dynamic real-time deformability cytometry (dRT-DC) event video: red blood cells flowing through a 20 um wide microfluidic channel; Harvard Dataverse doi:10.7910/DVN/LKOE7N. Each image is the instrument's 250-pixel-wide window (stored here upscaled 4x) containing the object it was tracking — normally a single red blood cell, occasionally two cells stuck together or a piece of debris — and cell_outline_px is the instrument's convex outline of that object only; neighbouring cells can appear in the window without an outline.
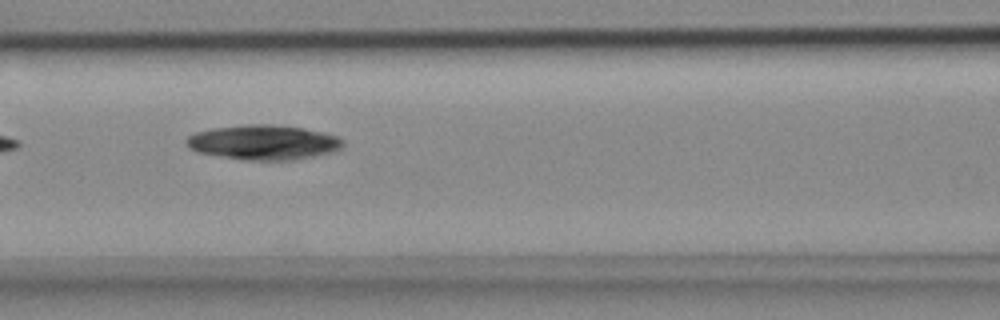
{"species": "common noctule bat (a hibernating species)", "species_latin": "Nyctalus noctula", "temperature_condition": "cold", "stored_images_in_passage": 13, "camera_frame_rate_fps": 3000, "um_per_image_px": 0.085, "animal": {"sex": "female", "body_mass_g": 18.4}, "frame": {"image": 1, "passage_image": 6, "time_ms": 1.667, "image_size_px": [1000, 320], "cell_outline_px": [[344, 144], [340, 148], [328, 152], [312, 156], [288, 160], [248, 160], [196, 152], [188, 144], [188, 136], [192, 132], [212, 128], [244, 124], [272, 124], [304, 128], [324, 132], [340, 136], [344, 140]], "centroid_in_image_um": [22.41, 12.07], "position_along_channel_um": 144.2, "area_um2": 31.56}}
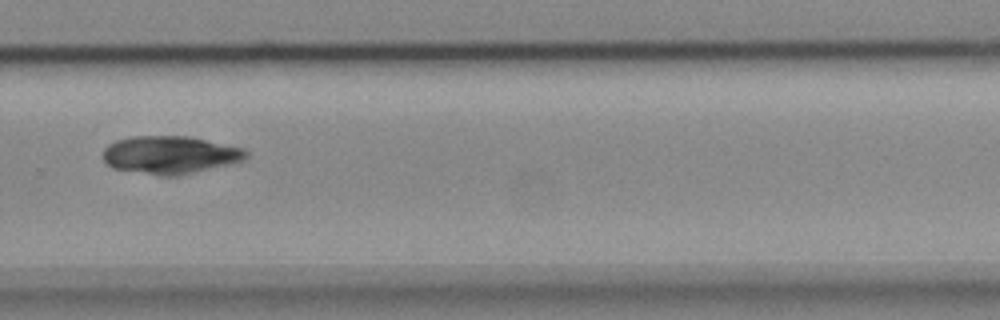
{"frame": {"image": 2, "passage_image": 10, "time_ms": 3.0, "image_size_px": [1000, 320], "cell_outline_px": [[248, 156], [244, 160], [176, 176], [164, 176], [112, 168], [104, 160], [104, 148], [108, 144], [116, 140], [132, 136], [188, 136], [244, 148], [248, 152]], "centroid_in_image_um": [14.44, 13.15], "position_along_channel_um": 315.4, "area_um2": 31.27}}
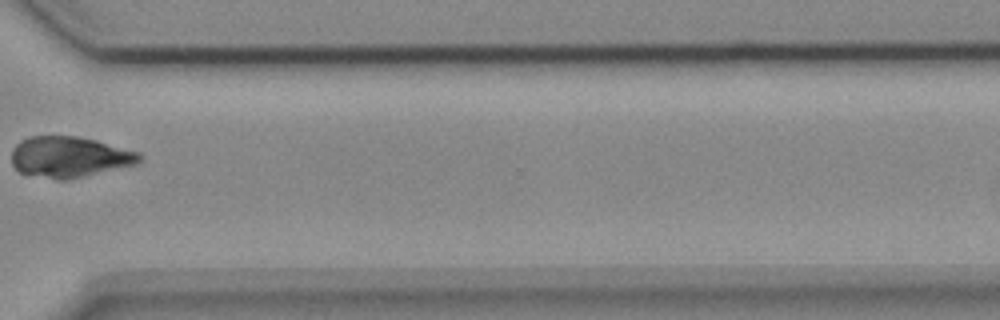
{"frame": {"image": 3, "passage_image": 11, "time_ms": 3.333, "image_size_px": [1000, 320], "cell_outline_px": [[144, 160], [136, 164], [68, 180], [56, 180], [20, 172], [12, 164], [12, 148], [20, 140], [28, 136], [76, 136], [96, 140], [140, 152], [144, 156]], "centroid_in_image_um": [5.92, 13.33], "position_along_channel_um": 364.7, "area_um2": 30.69}}